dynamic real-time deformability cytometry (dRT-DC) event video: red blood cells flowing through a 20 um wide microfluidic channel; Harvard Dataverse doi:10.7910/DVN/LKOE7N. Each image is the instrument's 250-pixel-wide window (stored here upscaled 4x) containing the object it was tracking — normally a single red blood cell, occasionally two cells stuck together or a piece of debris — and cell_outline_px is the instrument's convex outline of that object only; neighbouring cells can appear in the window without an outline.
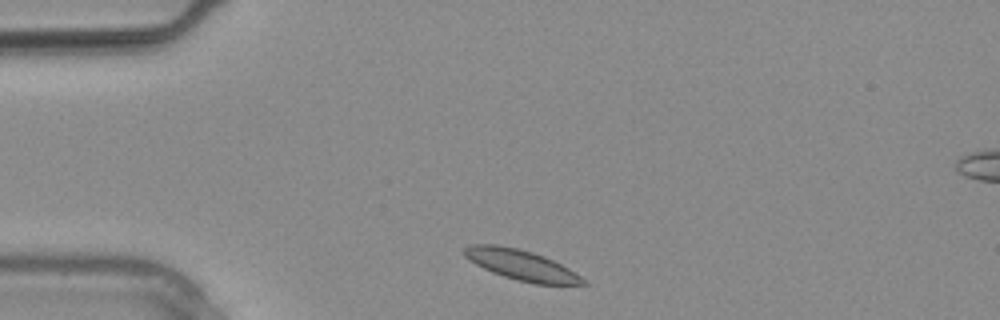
{"species": "common noctule bat (a hibernating species)", "species_latin": "Nyctalus noctula", "temperature_condition": "warm", "stored_images_in_passage": 2, "camera_frame_rate_fps": 3000, "um_per_image_px": 0.085, "animal": {"sex": "male", "body_mass_g": 20.4}, "frame": {"image": 1, "passage_image": 1, "time_ms": 0.0, "image_size_px": [1000, 320], "cell_outline_px": [[588, 284], [536, 284], [516, 280], [492, 272], [468, 260], [460, 252], [464, 248], [472, 244], [496, 244], [516, 248], [532, 252], [544, 256], [576, 272]], "centroid_in_image_um": [44.25, 22.51], "position_along_channel_um": 40.7, "area_um2": 20.87}}